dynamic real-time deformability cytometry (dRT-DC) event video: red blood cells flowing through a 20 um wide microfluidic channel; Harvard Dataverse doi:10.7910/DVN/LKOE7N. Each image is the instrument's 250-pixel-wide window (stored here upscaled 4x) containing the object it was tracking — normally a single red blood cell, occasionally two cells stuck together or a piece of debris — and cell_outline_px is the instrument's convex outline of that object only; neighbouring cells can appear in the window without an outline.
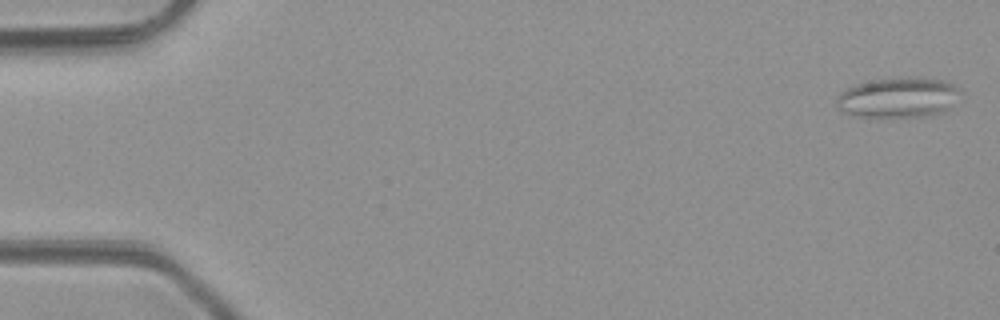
{"species": "common noctule bat (a hibernating species)", "species_latin": "Nyctalus noctula", "temperature_condition": "room temperature", "stored_images_in_passage": 6, "camera_frame_rate_fps": 3000, "um_per_image_px": 0.085, "animal": {"sex": "male", "body_mass_g": 23.1, "forearm_length_mm": 52.7}, "frame": {"image": 1, "passage_image": 1, "time_ms": 0.0, "image_size_px": [1000, 320], "cell_outline_px": [[964, 92], [944, 112], [928, 116], [856, 116], [840, 112], [836, 104], [836, 100], [840, 92], [856, 84], [876, 80], [908, 76], [944, 80], [960, 88]], "centroid_in_image_um": [76.38, 8.28], "position_along_channel_um": 8.6, "area_um2": 29.13}}